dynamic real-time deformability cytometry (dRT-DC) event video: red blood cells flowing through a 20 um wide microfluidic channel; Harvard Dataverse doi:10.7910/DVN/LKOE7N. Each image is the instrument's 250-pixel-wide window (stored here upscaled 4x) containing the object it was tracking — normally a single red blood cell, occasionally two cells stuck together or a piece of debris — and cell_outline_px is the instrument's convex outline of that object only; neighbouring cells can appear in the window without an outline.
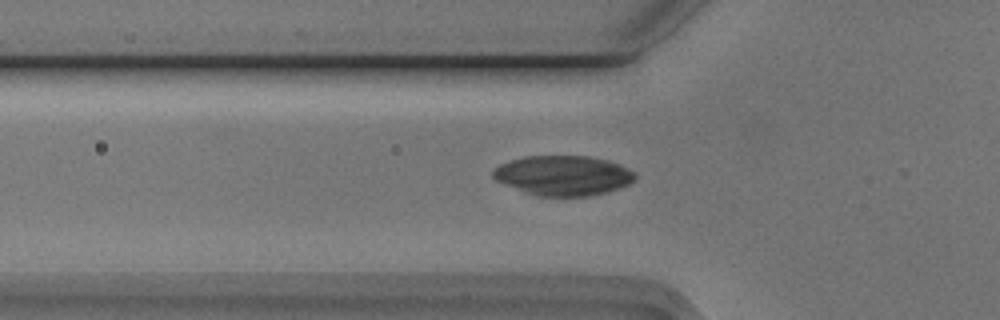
{"species": "Egyptian fruit bat (a non-hibernating species)", "species_latin": "Rousettus aegyptiacus", "temperature_condition": "cold", "stored_images_in_passage": 47, "camera_frame_rate_fps": 3000, "um_per_image_px": 0.085, "animal": {"sex": "male"}, "frame": {"image": 1, "passage_image": 17, "time_ms": 5.333, "image_size_px": [1000, 320], "cell_outline_px": [[636, 180], [628, 184], [608, 192], [588, 196], [536, 196], [496, 180], [492, 176], [492, 168], [500, 164], [524, 156], [588, 156], [608, 160], [620, 164], [636, 172]], "centroid_in_image_um": [47.9, 14.91], "position_along_channel_um": 77.9, "area_um2": 33.06}}
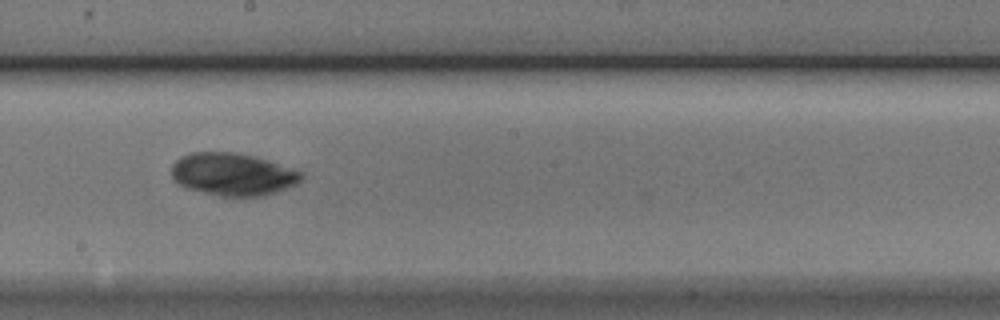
{"frame": {"image": 2, "passage_image": 29, "time_ms": 9.333, "image_size_px": [1000, 320], "cell_outline_px": [[304, 176], [296, 184], [276, 192], [264, 196], [236, 200], [216, 196], [188, 188], [180, 184], [172, 176], [172, 164], [180, 156], [192, 152], [240, 152], [268, 160], [300, 172]], "centroid_in_image_um": [19.78, 14.85], "position_along_channel_um": 228.4, "area_um2": 32.77}}
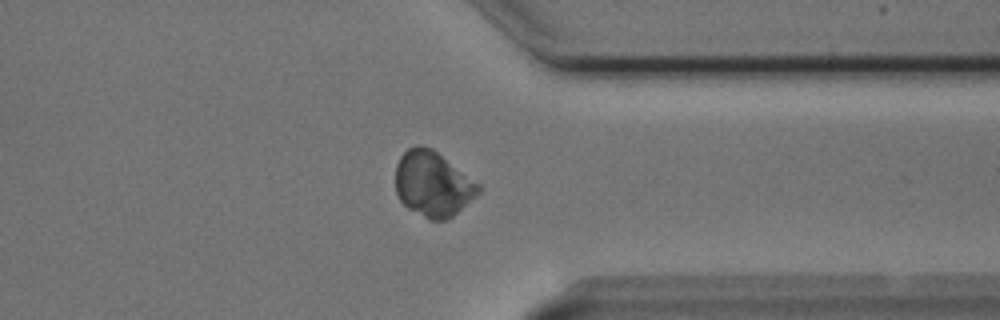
{"frame": {"image": 3, "passage_image": 41, "time_ms": 13.333, "image_size_px": [1000, 320], "cell_outline_px": [[484, 188], [476, 196], [452, 216], [444, 220], [428, 220], [408, 208], [400, 200], [396, 192], [396, 164], [400, 156], [408, 148], [416, 144], [420, 144], [432, 148], [480, 184]], "centroid_in_image_um": [36.79, 15.62], "position_along_channel_um": 374.6, "area_um2": 31.62}}